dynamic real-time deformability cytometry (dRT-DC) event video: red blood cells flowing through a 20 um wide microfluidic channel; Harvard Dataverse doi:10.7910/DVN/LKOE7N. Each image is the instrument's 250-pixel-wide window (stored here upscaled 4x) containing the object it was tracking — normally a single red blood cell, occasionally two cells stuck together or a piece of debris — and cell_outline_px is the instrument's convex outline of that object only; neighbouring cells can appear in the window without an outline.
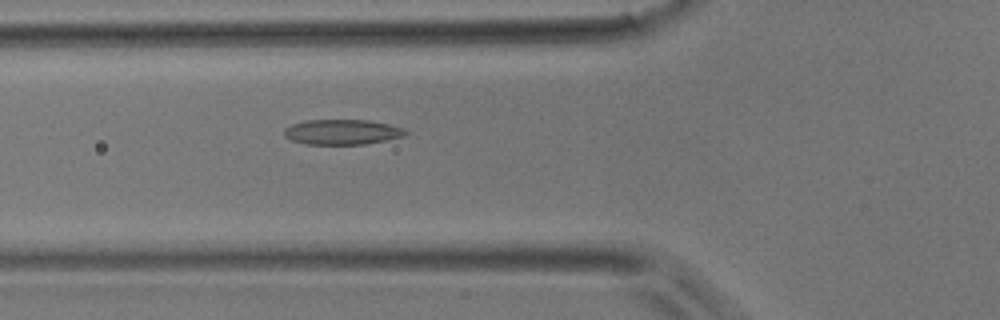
{"species": "common noctule bat (a hibernating species)", "species_latin": "Nyctalus noctula", "temperature_condition": "room temperature", "stored_images_in_passage": 34, "camera_frame_rate_fps": 3000, "um_per_image_px": 0.085, "animal": {"sex": "male", "body_mass_g": 17.9}, "frame": {"image": 1, "passage_image": 5, "time_ms": 1.333, "image_size_px": [1000, 320], "cell_outline_px": [[408, 132], [404, 136], [364, 144], [308, 144], [292, 140], [284, 136], [284, 128], [292, 124], [304, 120], [368, 120], [388, 124], [404, 128]], "centroid_in_image_um": [29.07, 11.21], "position_along_channel_um": 96.7, "area_um2": 17.69}}
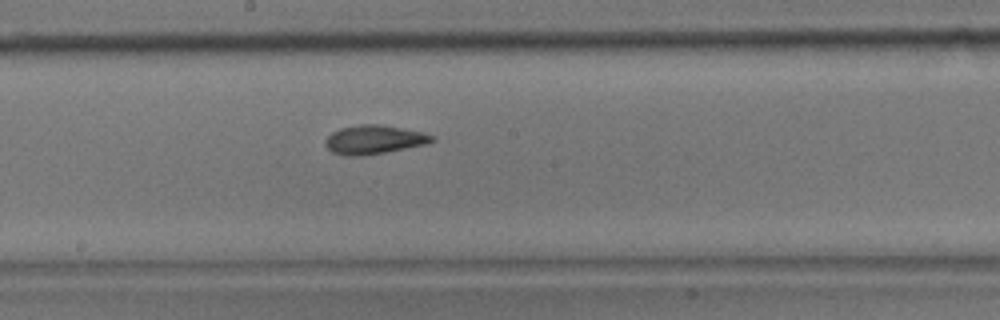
{"frame": {"image": 2, "passage_image": 13, "time_ms": 4.0, "image_size_px": [1000, 320], "cell_outline_px": [[436, 140], [428, 144], [364, 156], [344, 156], [332, 152], [324, 144], [324, 140], [332, 132], [340, 128], [360, 124], [380, 124], [424, 132], [432, 136]], "centroid_in_image_um": [31.78, 11.87], "position_along_channel_um": 216.4, "area_um2": 18.09}}
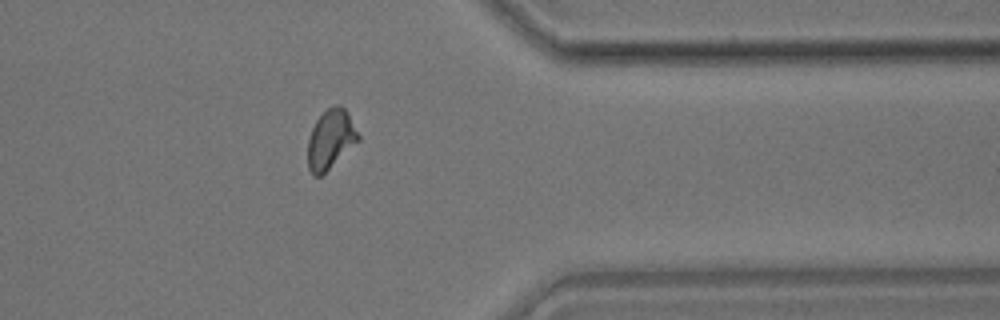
{"frame": {"image": 3, "passage_image": 25, "time_ms": 8.0, "image_size_px": [1000, 320], "cell_outline_px": [[360, 140], [320, 176], [312, 176], [308, 168], [308, 140], [312, 128], [316, 120], [332, 104], [340, 104], [348, 112], [360, 136]], "centroid_in_image_um": [28.11, 11.82], "position_along_channel_um": 383.3, "area_um2": 17.4}}